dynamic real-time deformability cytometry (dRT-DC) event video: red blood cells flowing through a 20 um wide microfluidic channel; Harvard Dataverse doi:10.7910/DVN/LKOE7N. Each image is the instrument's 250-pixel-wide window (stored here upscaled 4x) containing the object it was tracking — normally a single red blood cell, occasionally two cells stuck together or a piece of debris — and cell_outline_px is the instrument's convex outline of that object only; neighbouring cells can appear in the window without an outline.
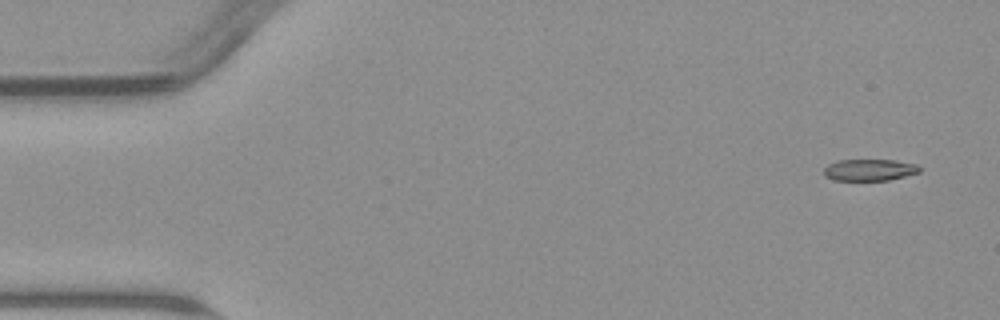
{"species": "common noctule bat (a hibernating species)", "species_latin": "Nyctalus noctula", "temperature_condition": "warm", "stored_images_in_passage": 6, "camera_frame_rate_fps": 3000, "um_per_image_px": 0.085, "animal": {"sex": "male", "body_mass_g": 23.1, "forearm_length_mm": 52.7}, "frame": {"image": 1, "passage_image": 1, "time_ms": 0.0, "image_size_px": [1000, 320], "cell_outline_px": [[920, 172], [888, 180], [832, 180], [824, 176], [824, 168], [828, 164], [840, 160], [896, 160], [916, 164], [920, 168]], "centroid_in_image_um": [73.89, 14.44], "position_along_channel_um": 11.1, "area_um2": 12.02}}
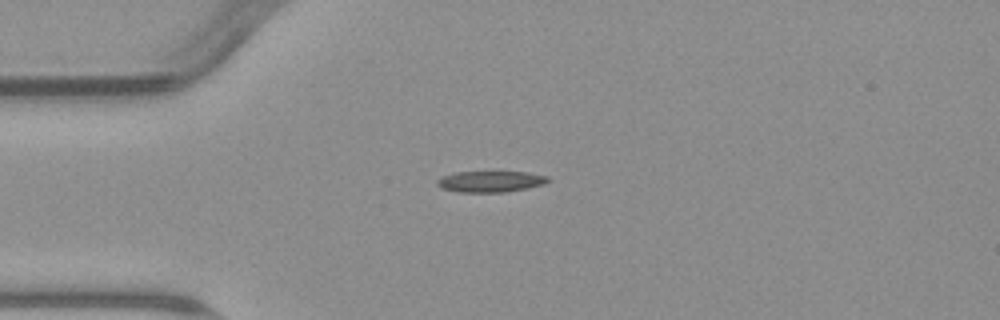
{"frame": {"image": 2, "passage_image": 4, "time_ms": 3.667, "image_size_px": [1000, 320], "cell_outline_px": [[548, 180], [544, 184], [504, 192], [460, 192], [440, 188], [436, 184], [436, 180], [440, 176], [456, 172], [528, 172], [548, 176]], "centroid_in_image_um": [41.62, 15.42], "position_along_channel_um": 43.4, "area_um2": 13.58}}
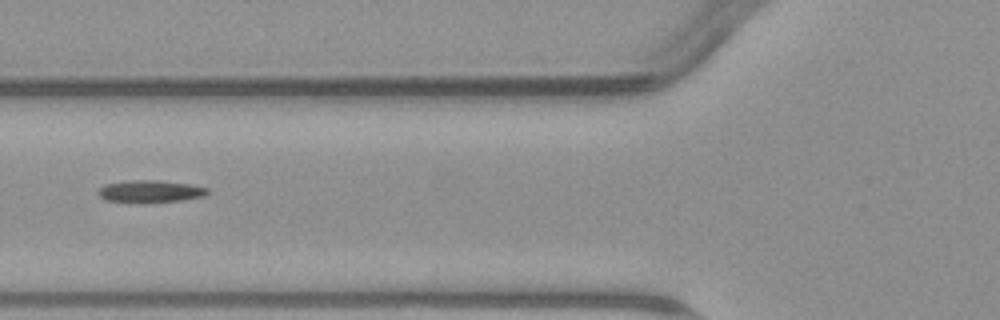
{"frame": {"image": 3, "passage_image": 6, "time_ms": 6.0, "image_size_px": [1000, 320], "cell_outline_px": [[208, 192], [204, 196], [180, 200], [108, 200], [100, 196], [100, 188], [104, 184], [132, 180], [160, 180], [188, 184], [208, 188]], "centroid_in_image_um": [12.82, 16.21], "position_along_channel_um": 113.0, "area_um2": 13.12}}